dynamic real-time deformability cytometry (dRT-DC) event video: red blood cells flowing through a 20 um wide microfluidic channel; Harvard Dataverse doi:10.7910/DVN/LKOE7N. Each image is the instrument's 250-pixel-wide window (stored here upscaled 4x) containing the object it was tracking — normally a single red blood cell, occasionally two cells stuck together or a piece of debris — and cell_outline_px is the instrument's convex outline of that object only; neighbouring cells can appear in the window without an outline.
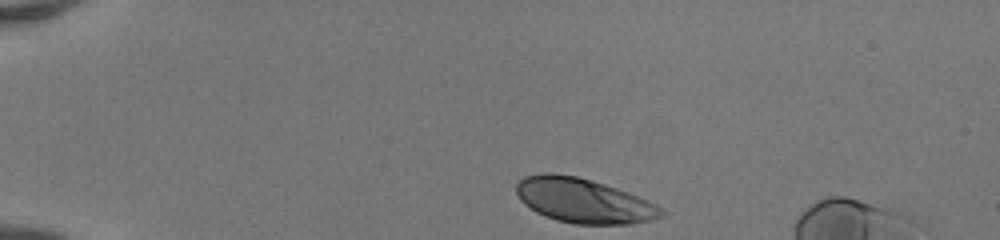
{"species": "human", "species_latin": "Homo sapiens", "temperature_condition": "room temperature", "stored_images_in_passage": 40, "camera_frame_rate_fps": 3000, "um_per_image_px": 0.085, "donor": {"sex": "female"}, "frame": {"image": 1, "passage_image": 1, "time_ms": 0.0, "image_size_px": [1000, 240], "cell_outline_px": [[664, 212], [660, 216], [652, 220], [628, 224], [572, 224], [556, 220], [544, 216], [536, 212], [524, 204], [520, 200], [516, 192], [516, 184], [524, 176], [544, 172], [552, 172], [576, 176], [592, 180], [628, 192], [648, 200], [656, 204]], "centroid_in_image_um": [49.56, 17.05], "position_along_channel_um": 35.4, "area_um2": 37.74}}
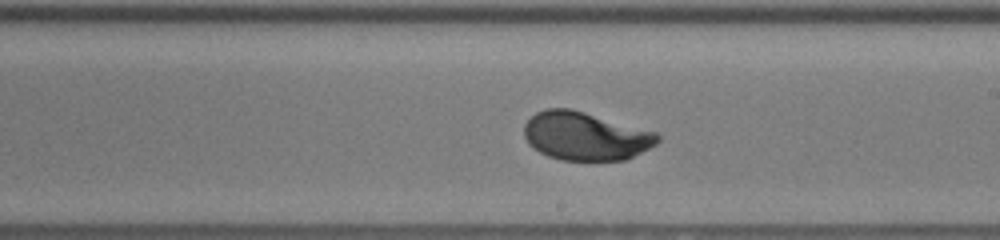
{"frame": {"image": 2, "passage_image": 21, "time_ms": 6.667, "image_size_px": [1000, 240], "cell_outline_px": [[660, 140], [656, 144], [624, 160], [560, 160], [548, 156], [540, 152], [528, 144], [524, 136], [524, 124], [536, 112], [544, 108], [572, 108], [656, 132], [660, 136]], "centroid_in_image_um": [49.73, 11.55], "position_along_channel_um": 239.3, "area_um2": 37.57}}
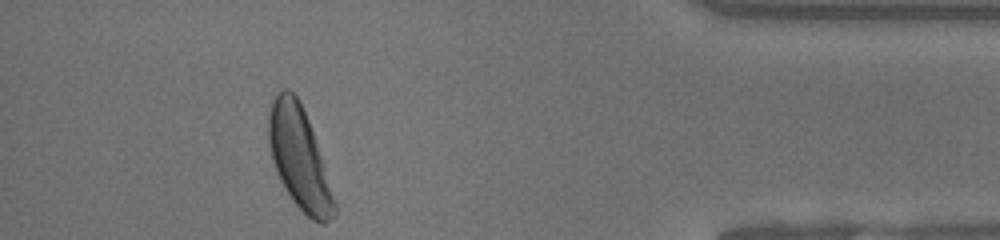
{"frame": {"image": 3, "passage_image": 36, "time_ms": 11.667, "image_size_px": [1000, 240], "cell_outline_px": [[336, 216], [324, 224], [320, 224], [312, 220], [292, 200], [284, 188], [276, 172], [272, 160], [268, 140], [268, 112], [272, 100], [284, 88], [292, 92], [300, 100], [308, 120], [336, 204]], "centroid_in_image_um": [25.41, 13.45], "position_along_channel_um": 409.8, "area_um2": 38.38}}